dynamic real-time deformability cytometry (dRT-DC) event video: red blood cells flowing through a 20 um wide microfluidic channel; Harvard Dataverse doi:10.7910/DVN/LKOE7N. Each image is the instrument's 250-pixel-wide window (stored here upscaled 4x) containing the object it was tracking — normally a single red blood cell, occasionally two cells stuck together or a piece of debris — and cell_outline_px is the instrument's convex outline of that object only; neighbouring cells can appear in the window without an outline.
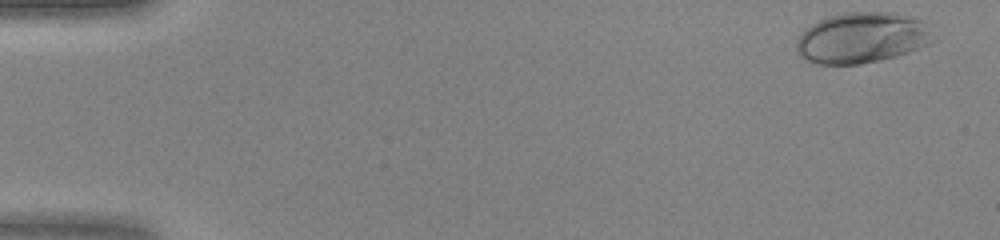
{"species": "human", "species_latin": "Homo sapiens", "temperature_condition": "warm", "stored_images_in_passage": 46, "camera_frame_rate_fps": 3000, "um_per_image_px": 0.085, "donor": {"sex": "female"}, "frame": {"image": 1, "passage_image": 1, "time_ms": 0.0, "image_size_px": [1000, 240], "cell_outline_px": [[928, 44], [908, 52], [896, 56], [880, 60], [860, 64], [816, 64], [804, 60], [796, 52], [796, 40], [804, 28], [828, 16], [848, 12], [896, 12], [924, 20], [928, 32]], "centroid_in_image_um": [73.17, 3.21], "position_along_channel_um": 11.8, "area_um2": 40.29}}
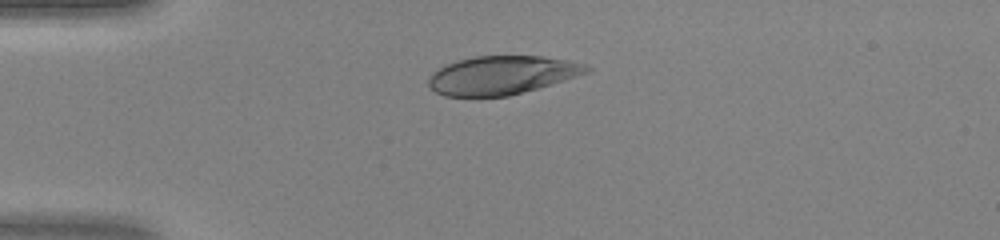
{"frame": {"image": 2, "passage_image": 11, "time_ms": 3.333, "image_size_px": [1000, 240], "cell_outline_px": [[592, 68], [588, 72], [540, 88], [508, 96], [444, 96], [428, 88], [428, 80], [432, 72], [436, 68], [444, 64], [456, 60], [476, 56], [540, 56], [564, 60], [584, 64]], "centroid_in_image_um": [42.59, 6.39], "position_along_channel_um": 42.4, "area_um2": 35.55}}
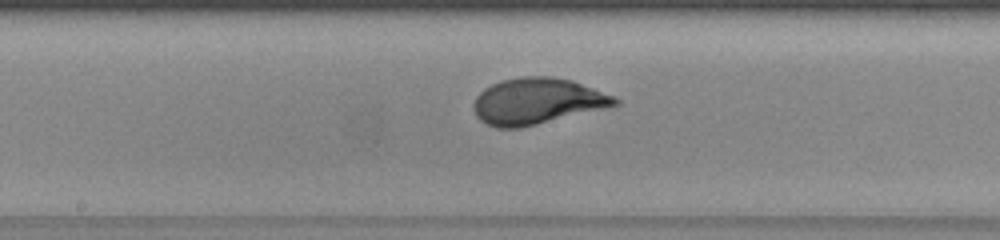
{"frame": {"image": 3, "passage_image": 24, "time_ms": 7.667, "image_size_px": [1000, 240], "cell_outline_px": [[620, 104], [608, 108], [520, 128], [496, 128], [480, 120], [476, 116], [472, 104], [476, 96], [484, 88], [500, 80], [520, 76], [552, 76], [572, 80], [612, 96], [620, 100]], "centroid_in_image_um": [45.64, 8.6], "position_along_channel_um": 202.6, "area_um2": 38.21}}